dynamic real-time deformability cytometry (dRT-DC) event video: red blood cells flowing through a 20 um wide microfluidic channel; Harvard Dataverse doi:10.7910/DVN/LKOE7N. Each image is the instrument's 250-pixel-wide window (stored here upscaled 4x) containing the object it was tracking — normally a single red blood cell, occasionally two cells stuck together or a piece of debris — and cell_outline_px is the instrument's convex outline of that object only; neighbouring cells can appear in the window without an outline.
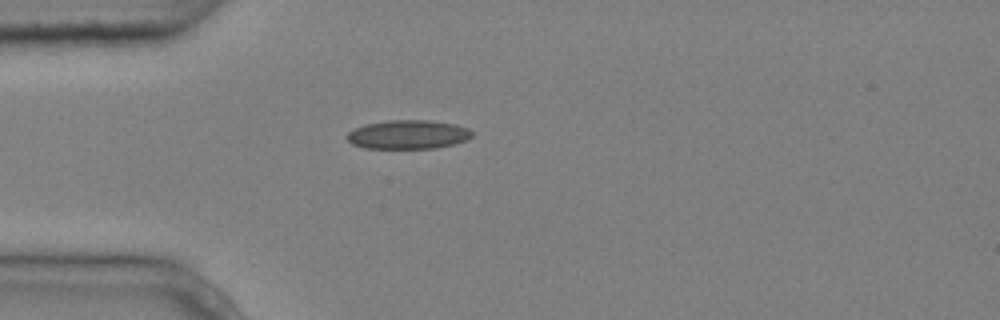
{"species": "common noctule bat (a hibernating species)", "species_latin": "Nyctalus noctula", "temperature_condition": "cold", "stored_images_in_passage": 3, "camera_frame_rate_fps": 3000, "um_per_image_px": 0.085, "animal": {"sex": "male", "body_mass_g": 20.4}, "frame": {"image": 1, "passage_image": 2, "time_ms": 0.333, "image_size_px": [1000, 320], "cell_outline_px": [[472, 136], [468, 140], [436, 148], [364, 148], [352, 144], [344, 136], [348, 132], [364, 124], [388, 120], [428, 120], [456, 124], [468, 128], [472, 132]], "centroid_in_image_um": [34.67, 11.43], "position_along_channel_um": 50.3, "area_um2": 21.15}}